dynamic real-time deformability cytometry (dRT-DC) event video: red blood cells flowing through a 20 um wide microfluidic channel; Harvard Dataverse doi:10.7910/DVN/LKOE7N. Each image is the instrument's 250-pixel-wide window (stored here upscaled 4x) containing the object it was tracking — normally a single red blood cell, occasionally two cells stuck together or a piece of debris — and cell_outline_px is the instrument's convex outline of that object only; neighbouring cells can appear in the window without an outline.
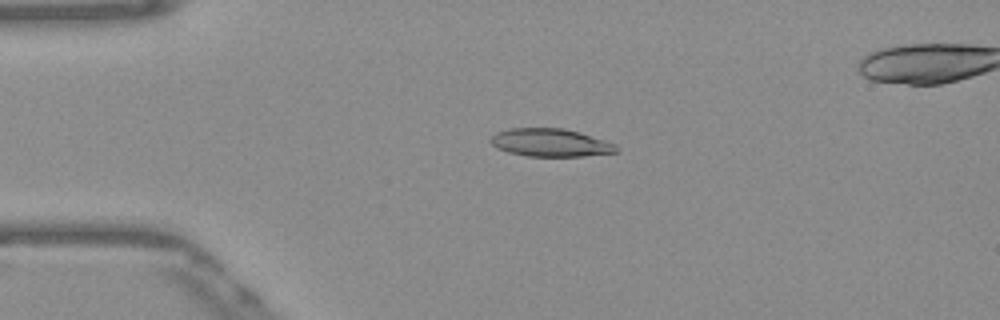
{"species": "Egyptian fruit bat (a non-hibernating species)", "species_latin": "Rousettus aegyptiacus", "temperature_condition": "warm", "stored_images_in_passage": 51, "camera_frame_rate_fps": 3000, "um_per_image_px": 0.085, "frame": {"image": 1, "passage_image": 12, "time_ms": 3.667, "image_size_px": [1000, 320], "cell_outline_px": [[620, 152], [584, 156], [528, 156], [508, 152], [496, 148], [488, 140], [496, 132], [508, 128], [564, 128], [580, 132], [616, 144], [620, 148]], "centroid_in_image_um": [46.8, 12.12], "position_along_channel_um": 38.2, "area_um2": 20.69}}
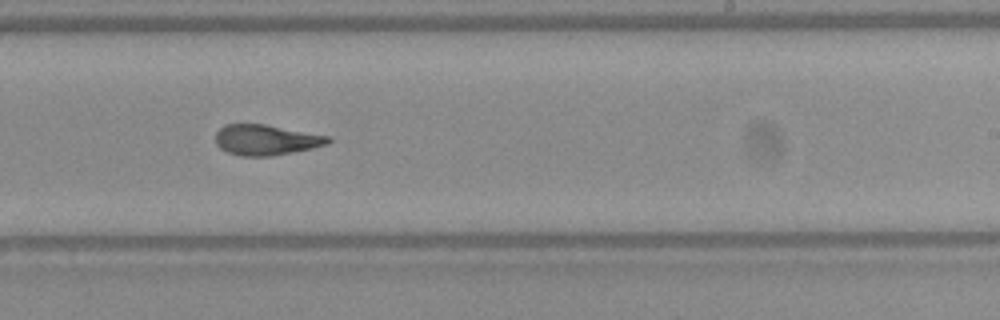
{"frame": {"image": 2, "passage_image": 32, "time_ms": 10.333, "image_size_px": [1000, 320], "cell_outline_px": [[332, 140], [328, 144], [312, 148], [272, 156], [240, 156], [228, 152], [220, 148], [216, 144], [216, 132], [224, 124], [264, 124], [332, 136]], "centroid_in_image_um": [22.63, 11.89], "position_along_channel_um": 266.4, "area_um2": 20.11}}
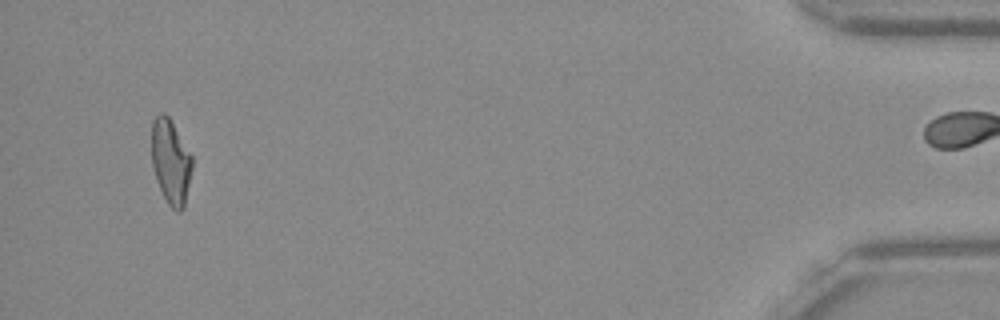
{"frame": {"image": 3, "passage_image": 50, "time_ms": 16.333, "image_size_px": [1000, 320], "cell_outline_px": [[192, 168], [184, 208], [180, 212], [176, 212], [168, 204], [156, 180], [152, 164], [152, 120], [160, 112], [164, 112], [168, 116], [192, 156]], "centroid_in_image_um": [14.51, 13.75], "position_along_channel_um": 420.7, "area_um2": 19.88}, "authors_computed_cell_mechanics": {"area_um2": 20.4612, "velocity_mm_per_s": 3.8805, "shape_relaxation_time_tau1_ms": 5.1153, "shape_relaxation_time_tau2_ms": 1.9408, "deformation_change_tau1": 0.2021, "deformation_change_tau2": 0.1044}}